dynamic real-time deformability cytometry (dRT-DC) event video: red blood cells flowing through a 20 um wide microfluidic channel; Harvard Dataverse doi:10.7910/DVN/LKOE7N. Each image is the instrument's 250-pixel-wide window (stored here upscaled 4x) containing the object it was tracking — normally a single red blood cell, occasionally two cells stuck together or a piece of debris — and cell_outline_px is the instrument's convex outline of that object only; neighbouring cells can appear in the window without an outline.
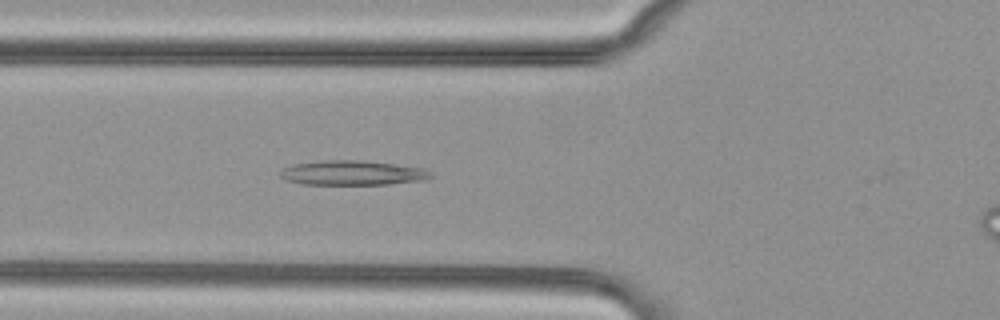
{"species": "common noctule bat (a hibernating species)", "species_latin": "Nyctalus noctula", "temperature_condition": "cold", "stored_images_in_passage": 43, "camera_frame_rate_fps": 3000, "um_per_image_px": 0.085, "animal": {"sex": "female", "body_mass_g": 29.2, "forearm_length_mm": 56.3}, "frame": {"image": 1, "passage_image": 6, "time_ms": 1.667, "image_size_px": [1000, 320], "cell_outline_px": [[436, 176], [428, 180], [388, 184], [300, 184], [284, 180], [280, 176], [280, 172], [284, 168], [292, 164], [324, 160], [356, 160], [392, 164], [424, 168], [432, 172]], "centroid_in_image_um": [29.99, 14.7], "position_along_channel_um": 95.8, "area_um2": 21.73}}
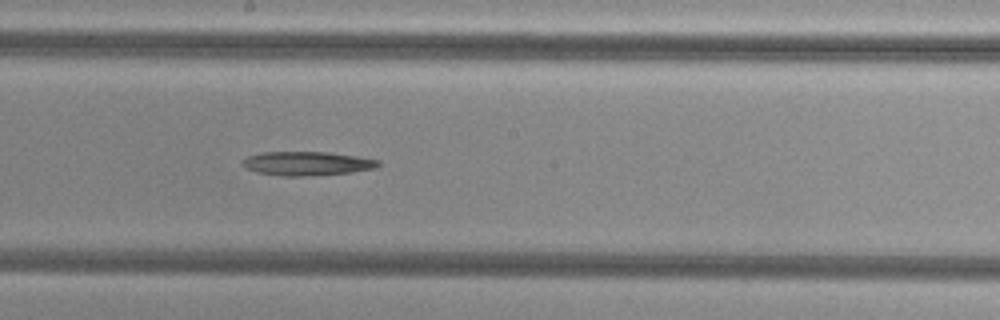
{"frame": {"image": 2, "passage_image": 16, "time_ms": 5.0, "image_size_px": [1000, 320], "cell_outline_px": [[380, 164], [376, 168], [352, 172], [304, 176], [280, 176], [256, 172], [248, 168], [240, 160], [248, 156], [260, 152], [328, 152], [356, 156], [380, 160]], "centroid_in_image_um": [26.1, 13.89], "position_along_channel_um": 222.1, "area_um2": 18.9}}
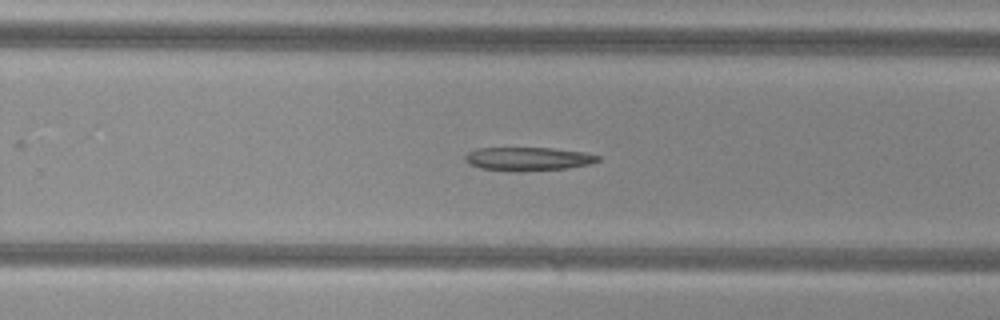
{"frame": {"image": 3, "passage_image": 21, "time_ms": 6.667, "image_size_px": [1000, 320], "cell_outline_px": [[600, 160], [592, 164], [568, 168], [520, 172], [516, 172], [480, 168], [468, 164], [464, 160], [464, 156], [468, 152], [476, 148], [552, 148], [584, 152], [600, 156]], "centroid_in_image_um": [44.88, 13.51], "position_along_channel_um": 284.9, "area_um2": 18.5}}